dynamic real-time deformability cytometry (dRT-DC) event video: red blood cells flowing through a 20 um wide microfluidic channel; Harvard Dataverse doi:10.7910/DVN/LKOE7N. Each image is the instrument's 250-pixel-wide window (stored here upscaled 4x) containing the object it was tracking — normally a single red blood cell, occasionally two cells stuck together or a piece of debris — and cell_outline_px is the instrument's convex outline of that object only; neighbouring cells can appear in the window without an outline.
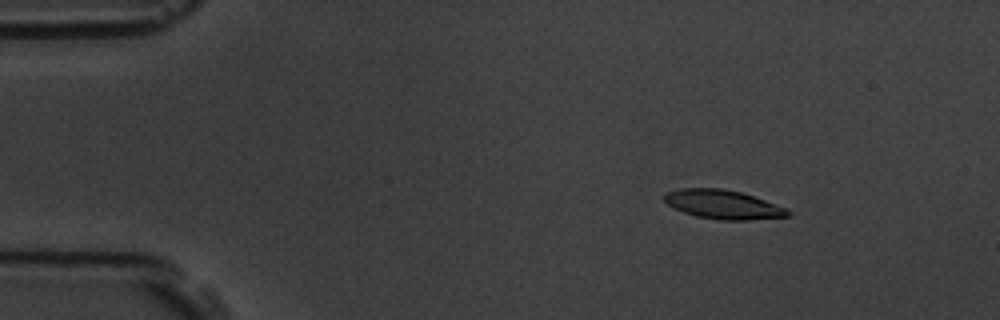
{"species": "common noctule bat (a hibernating species)", "species_latin": "Nyctalus noctula", "temperature_condition": "room temperature", "stored_images_in_passage": 6, "camera_frame_rate_fps": 3000, "um_per_image_px": 0.085, "animal": {"sex": "male", "body_mass_g": 19.5, "forearm_length_mm": 54.6}, "frame": {"image": 1, "passage_image": 3, "time_ms": 2.333, "image_size_px": [1000, 320], "cell_outline_px": [[792, 212], [788, 216], [744, 220], [720, 220], [696, 216], [672, 208], [664, 200], [664, 196], [668, 192], [680, 188], [724, 188], [740, 192], [788, 208]], "centroid_in_image_um": [61.45, 17.38], "position_along_channel_um": 23.5, "area_um2": 20.75}}
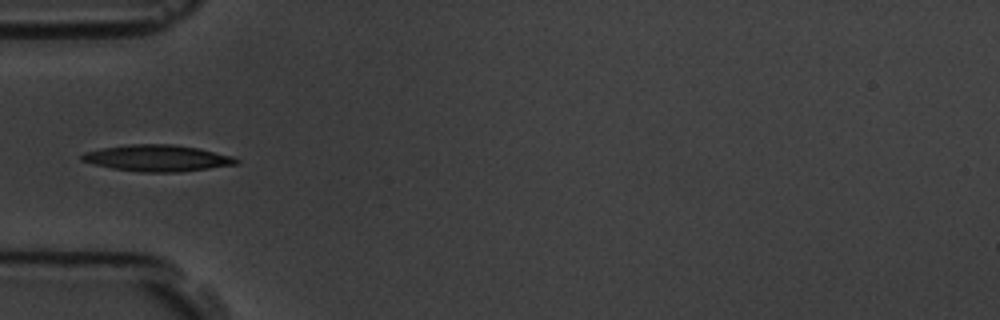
{"frame": {"image": 2, "passage_image": 6, "time_ms": 5.667, "image_size_px": [1000, 320], "cell_outline_px": [[240, 164], [180, 172], [140, 172], [112, 168], [80, 160], [80, 156], [84, 152], [104, 148], [128, 144], [172, 144], [200, 148], [232, 156], [240, 160]], "centroid_in_image_um": [13.42, 13.44], "position_along_channel_um": 71.6, "area_um2": 23.81}}